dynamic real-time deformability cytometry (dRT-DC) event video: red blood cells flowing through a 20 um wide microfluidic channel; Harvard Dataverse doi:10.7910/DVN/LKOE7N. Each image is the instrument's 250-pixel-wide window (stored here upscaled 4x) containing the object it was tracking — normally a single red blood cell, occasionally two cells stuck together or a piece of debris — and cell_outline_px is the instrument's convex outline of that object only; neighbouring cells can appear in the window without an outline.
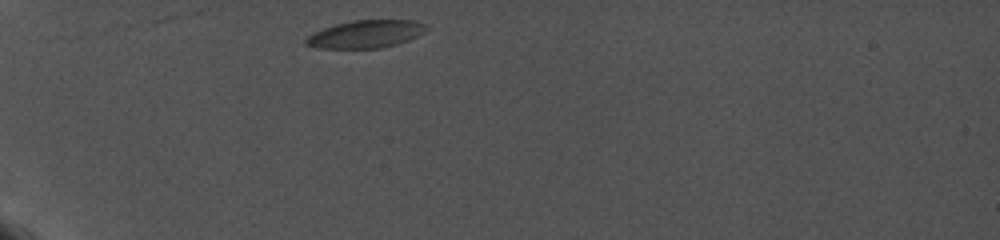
{"species": "common noctule bat (a hibernating species)", "species_latin": "Nyctalus noctula", "temperature_condition": "cold", "stored_images_in_passage": 6, "camera_frame_rate_fps": 5000, "um_per_image_px": 0.085, "animal": {"sex": "female", "body_mass_g": 19.0, "forearm_length_mm": 56.7}, "frame": {"image": 1, "passage_image": 1, "time_ms": 0.0, "image_size_px": [1000, 240], "cell_outline_px": [[428, 28], [424, 32], [408, 40], [396, 44], [380, 48], [316, 48], [304, 44], [304, 40], [312, 32], [336, 24], [352, 20], [412, 20], [428, 24]], "centroid_in_image_um": [31.07, 2.89], "position_along_channel_um": 53.9, "area_um2": 19.48}}